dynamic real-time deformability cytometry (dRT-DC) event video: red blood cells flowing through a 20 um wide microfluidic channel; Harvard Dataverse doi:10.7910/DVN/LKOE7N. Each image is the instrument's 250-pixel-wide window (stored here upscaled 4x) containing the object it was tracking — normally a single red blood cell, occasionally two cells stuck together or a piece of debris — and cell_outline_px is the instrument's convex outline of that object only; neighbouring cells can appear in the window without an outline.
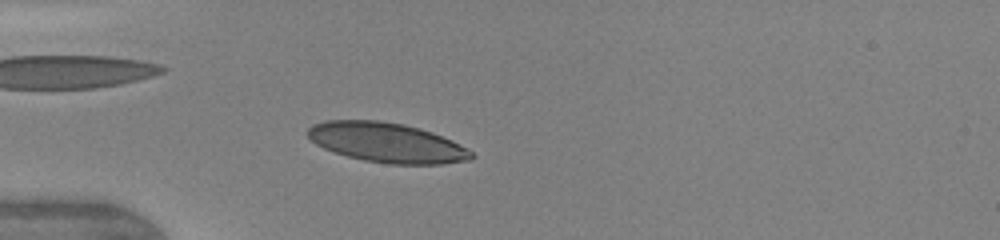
{"species": "human", "species_latin": "Homo sapiens", "temperature_condition": "warm", "stored_images_in_passage": 52, "camera_frame_rate_fps": 3000, "um_per_image_px": 0.085, "donor": {"sex": "female"}, "frame": {"image": 1, "passage_image": 8, "time_ms": 1.0, "image_size_px": [1000, 240], "cell_outline_px": [[476, 156], [472, 160], [444, 164], [388, 164], [364, 160], [332, 152], [316, 144], [304, 132], [312, 124], [324, 120], [376, 120], [404, 124], [420, 128], [432, 132], [452, 140], [468, 148]], "centroid_in_image_um": [32.89, 12.12], "position_along_channel_um": 52.1, "area_um2": 38.26}}